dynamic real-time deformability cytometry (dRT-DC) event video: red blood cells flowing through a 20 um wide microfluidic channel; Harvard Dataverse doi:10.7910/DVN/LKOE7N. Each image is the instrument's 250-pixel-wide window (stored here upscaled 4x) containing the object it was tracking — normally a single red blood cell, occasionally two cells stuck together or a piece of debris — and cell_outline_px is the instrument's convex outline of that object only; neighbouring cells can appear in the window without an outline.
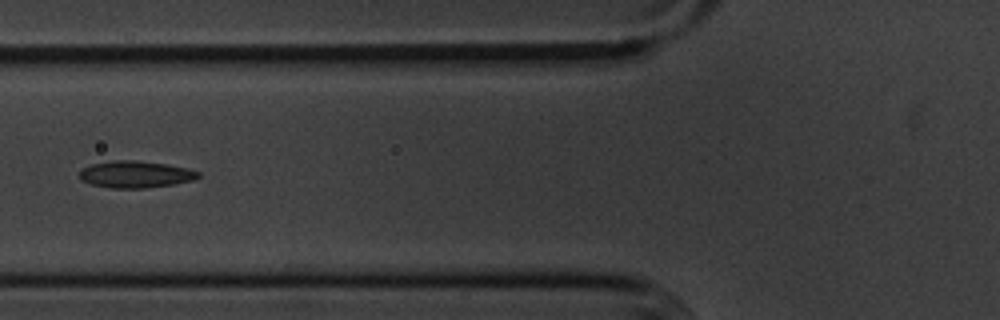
{"species": "common noctule bat (a hibernating species)", "species_latin": "Nyctalus noctula", "temperature_condition": "cold", "stored_images_in_passage": 10, "camera_frame_rate_fps": 3000, "um_per_image_px": 0.085, "animal": {"sex": "male", "body_mass_g": 20.1, "forearm_length_mm": 53.5}, "frame": {"image": 1, "passage_image": 5, "time_ms": 5.0, "image_size_px": [1000, 320], "cell_outline_px": [[200, 176], [192, 180], [172, 184], [144, 188], [112, 188], [88, 184], [80, 180], [80, 168], [92, 164], [112, 160], [136, 160], [164, 164], [188, 168], [200, 172]], "centroid_in_image_um": [11.46, 14.82], "position_along_channel_um": 114.3, "area_um2": 18.61}}
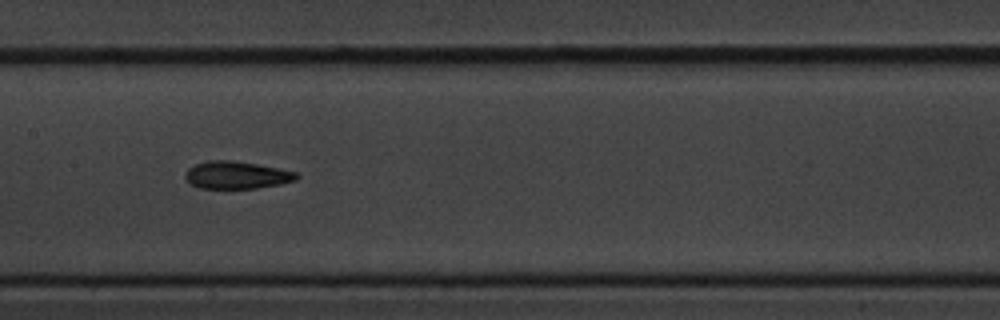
{"frame": {"image": 2, "passage_image": 7, "time_ms": 7.0, "image_size_px": [1000, 320], "cell_outline_px": [[300, 176], [296, 180], [280, 184], [256, 188], [200, 188], [192, 184], [184, 176], [184, 172], [188, 168], [196, 164], [208, 160], [232, 160], [256, 164], [296, 172]], "centroid_in_image_um": [20.1, 14.87], "position_along_channel_um": 187.3, "area_um2": 17.69}}
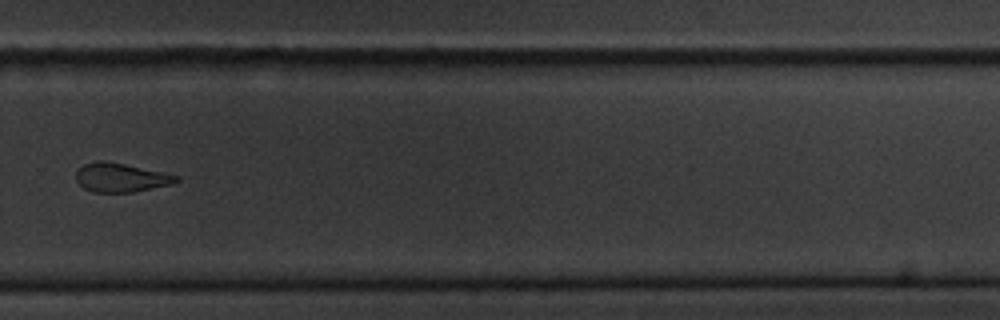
{"frame": {"image": 3, "passage_image": 10, "time_ms": 10.667, "image_size_px": [1000, 320], "cell_outline_px": [[180, 180], [172, 184], [132, 192], [92, 192], [84, 188], [76, 180], [76, 172], [84, 164], [100, 160], [104, 160], [124, 164], [180, 176]], "centroid_in_image_um": [10.26, 15.09], "position_along_channel_um": 319.5, "area_um2": 16.7}}